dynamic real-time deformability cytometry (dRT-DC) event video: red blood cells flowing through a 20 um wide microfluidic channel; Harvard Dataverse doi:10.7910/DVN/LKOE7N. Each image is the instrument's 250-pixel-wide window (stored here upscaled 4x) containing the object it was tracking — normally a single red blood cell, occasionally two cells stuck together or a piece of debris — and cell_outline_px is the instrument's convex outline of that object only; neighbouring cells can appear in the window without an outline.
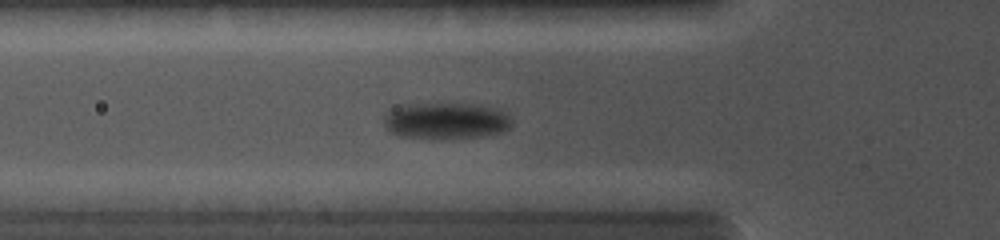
{"species": "common noctule bat (a hibernating species)", "species_latin": "Nyctalus noctula", "temperature_condition": "cold", "stored_images_in_passage": 23, "camera_frame_rate_fps": 5000, "um_per_image_px": 0.085, "animal": {"sex": "female", "body_mass_g": 19.0, "forearm_length_mm": 56.7}, "frame": {"image": 1, "passage_image": 8, "time_ms": 4.2, "image_size_px": [1000, 240], "cell_outline_px": [[512, 124], [508, 128], [500, 132], [484, 136], [404, 136], [392, 132], [384, 124], [384, 116], [392, 108], [400, 104], [464, 104], [496, 108], [504, 112], [512, 120]], "centroid_in_image_um": [37.9, 10.22], "position_along_channel_um": 87.9, "area_um2": 26.01}}
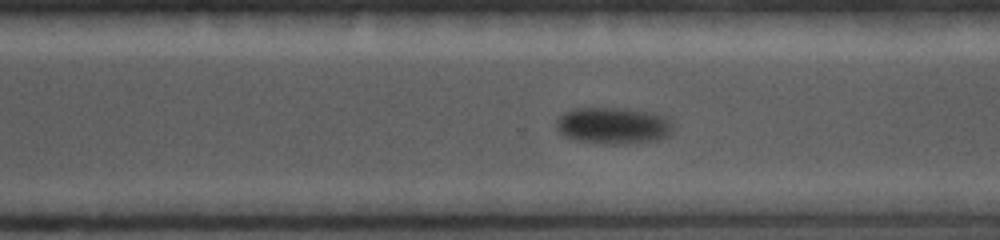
{"frame": {"image": 2, "passage_image": 19, "time_ms": 9.6, "image_size_px": [1000, 240], "cell_outline_px": [[672, 132], [656, 140], [632, 144], [608, 144], [576, 140], [564, 136], [556, 128], [556, 120], [564, 112], [576, 108], [620, 108], [648, 112], [664, 116], [672, 120]], "centroid_in_image_um": [52.11, 10.68], "position_along_channel_um": 318.5, "area_um2": 24.91}}
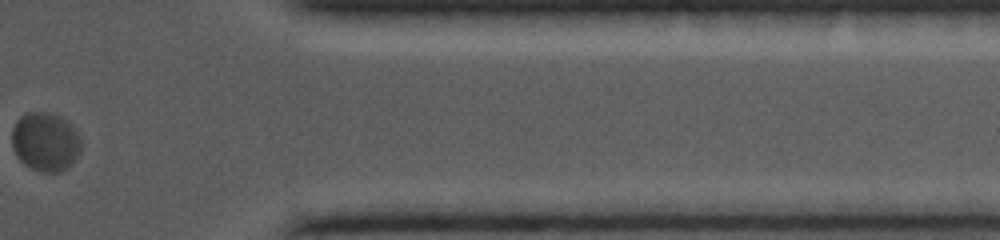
{"frame": {"image": 3, "passage_image": 22, "time_ms": 12.0, "image_size_px": [1000, 240], "cell_outline_px": [[80, 152], [72, 164], [60, 172], [44, 172], [32, 168], [24, 164], [16, 156], [12, 144], [12, 128], [16, 120], [20, 116], [28, 112], [48, 112], [60, 116], [72, 124], [80, 132]], "centroid_in_image_um": [3.87, 12.03], "position_along_channel_um": 407.5, "area_um2": 24.04}}